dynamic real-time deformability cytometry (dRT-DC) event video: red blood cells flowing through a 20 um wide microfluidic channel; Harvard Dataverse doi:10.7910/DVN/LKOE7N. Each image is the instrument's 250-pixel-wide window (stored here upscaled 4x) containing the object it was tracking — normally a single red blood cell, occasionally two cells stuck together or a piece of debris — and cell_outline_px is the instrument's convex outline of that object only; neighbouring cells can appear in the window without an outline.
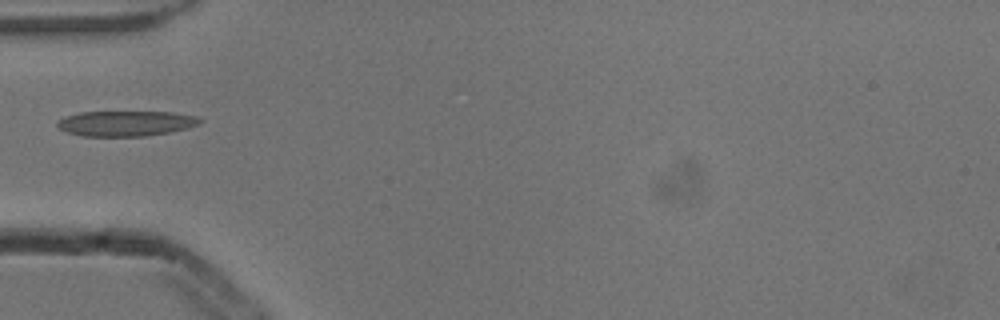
{"species": "common noctule bat (a hibernating species)", "species_latin": "Nyctalus noctula", "temperature_condition": "cold", "stored_images_in_passage": 1, "camera_frame_rate_fps": 3000, "um_per_image_px": 0.085, "animal": {"sex": "male", "body_mass_g": 13.3}, "frame": {"image": 1, "passage_image": 1, "time_ms": 0.0, "image_size_px": [1000, 320], "cell_outline_px": [[204, 120], [200, 124], [188, 128], [168, 132], [144, 136], [84, 136], [68, 132], [60, 128], [56, 124], [56, 120], [80, 112], [172, 112], [196, 116]], "centroid_in_image_um": [10.73, 10.48], "position_along_channel_um": 74.3, "area_um2": 20.92}}